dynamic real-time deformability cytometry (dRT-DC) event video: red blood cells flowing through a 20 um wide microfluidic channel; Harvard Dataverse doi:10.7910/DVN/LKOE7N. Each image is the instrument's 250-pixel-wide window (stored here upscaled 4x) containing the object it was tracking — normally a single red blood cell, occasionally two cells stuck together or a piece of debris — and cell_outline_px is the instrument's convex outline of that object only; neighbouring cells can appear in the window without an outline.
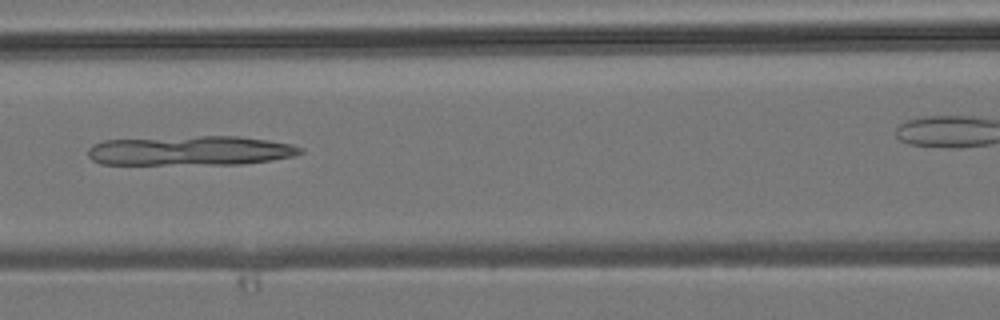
{"species": "common noctule bat (a hibernating species)", "species_latin": "Nyctalus noctula", "temperature_condition": "room temperature", "stored_images_in_passage": 6, "camera_frame_rate_fps": 3000, "um_per_image_px": 0.085, "animal": {"sex": "male", "body_mass_g": 19.2, "forearm_length_mm": 51.8}, "frame": {"image": 1, "passage_image": 5, "time_ms": 4.333, "image_size_px": [1000, 320], "cell_outline_px": [[304, 152], [292, 156], [272, 160], [240, 164], [100, 164], [92, 160], [88, 156], [88, 148], [92, 144], [104, 140], [200, 136], [240, 136], [268, 140], [292, 144], [300, 148]], "centroid_in_image_um": [16.16, 12.81], "position_along_channel_um": 150.4, "area_um2": 36.59}}